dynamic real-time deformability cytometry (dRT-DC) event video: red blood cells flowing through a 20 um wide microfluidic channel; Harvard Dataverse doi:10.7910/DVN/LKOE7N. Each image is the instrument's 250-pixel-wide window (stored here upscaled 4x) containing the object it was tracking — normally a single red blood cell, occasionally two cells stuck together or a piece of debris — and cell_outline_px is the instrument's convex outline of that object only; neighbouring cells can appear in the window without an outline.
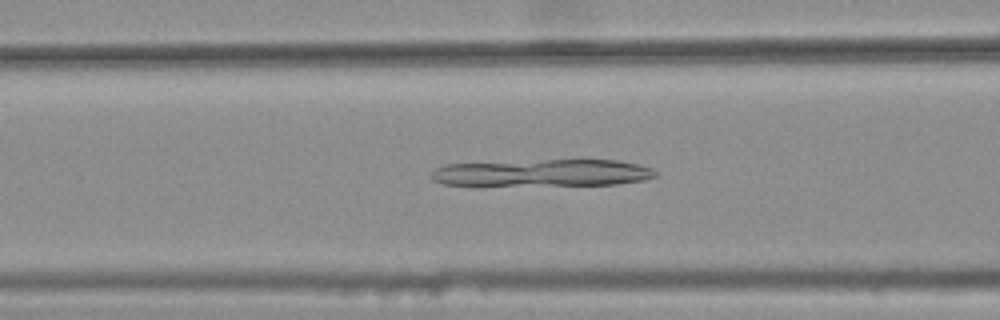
{"species": "common noctule bat (a hibernating species)", "species_latin": "Nyctalus noctula", "temperature_condition": "warm", "stored_images_in_passage": 36, "camera_frame_rate_fps": 3000, "um_per_image_px": 0.085, "animal": {"sex": "female", "body_mass_g": 25.1}, "frame": {"image": 1, "passage_image": 12, "time_ms": 3.667, "image_size_px": [1000, 320], "cell_outline_px": [[656, 176], [644, 180], [616, 184], [476, 188], [444, 184], [432, 180], [432, 172], [436, 168], [444, 164], [548, 160], [616, 160], [640, 164], [652, 168], [656, 172]], "centroid_in_image_um": [46.0, 14.74], "position_along_channel_um": 120.6, "area_um2": 36.93}}
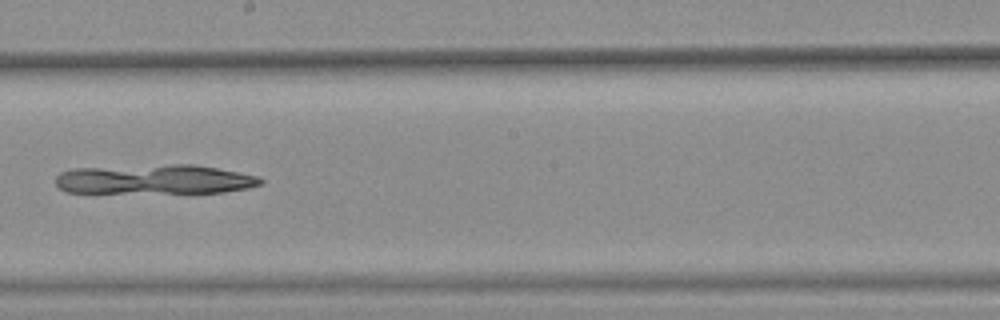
{"frame": {"image": 2, "passage_image": 21, "time_ms": 6.667, "image_size_px": [1000, 320], "cell_outline_px": [[264, 184], [248, 188], [224, 192], [88, 196], [64, 192], [56, 184], [56, 176], [60, 172], [76, 168], [172, 164], [196, 164], [256, 176], [264, 180]], "centroid_in_image_um": [13.0, 15.31], "position_along_channel_um": 235.2, "area_um2": 37.34}}
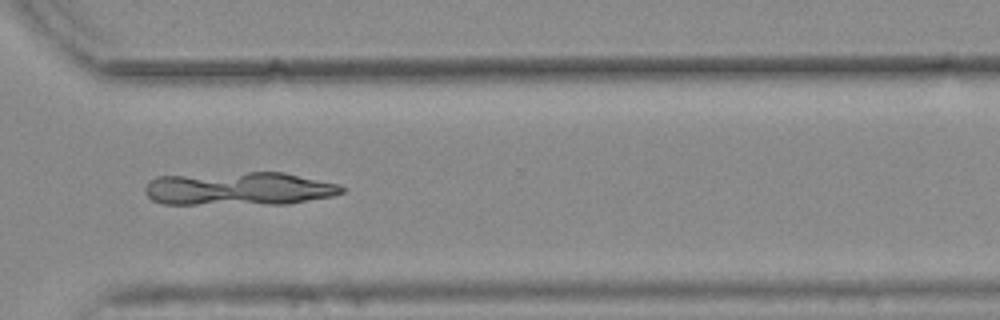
{"frame": {"image": 3, "passage_image": 30, "time_ms": 9.667, "image_size_px": [1000, 320], "cell_outline_px": [[344, 192], [332, 196], [288, 204], [164, 204], [152, 200], [144, 192], [144, 188], [148, 180], [156, 176], [248, 172], [284, 172], [340, 184], [344, 188]], "centroid_in_image_um": [20.3, 16.04], "position_along_channel_um": 350.3, "area_um2": 38.61}}